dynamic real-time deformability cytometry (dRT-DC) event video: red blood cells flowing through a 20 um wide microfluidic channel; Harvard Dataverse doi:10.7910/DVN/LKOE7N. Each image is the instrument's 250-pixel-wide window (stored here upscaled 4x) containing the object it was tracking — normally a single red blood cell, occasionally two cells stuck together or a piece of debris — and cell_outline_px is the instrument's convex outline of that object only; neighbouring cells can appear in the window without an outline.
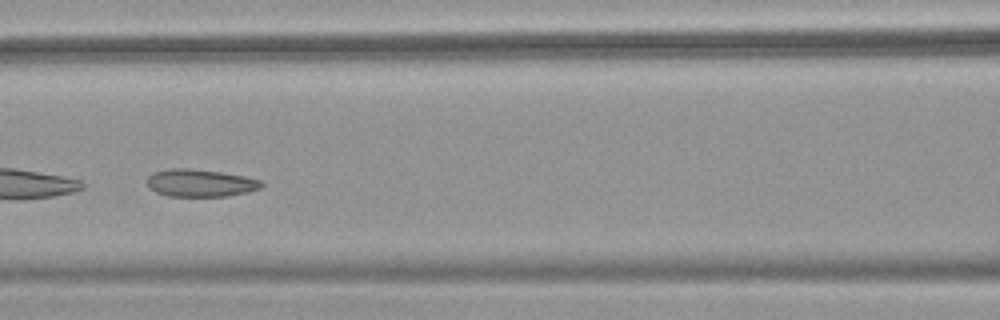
{"species": "common noctule bat (a hibernating species)", "species_latin": "Nyctalus noctula", "temperature_condition": "warm", "stored_images_in_passage": 50, "camera_frame_rate_fps": 3000, "um_per_image_px": 0.085, "animal": {"sex": "female", "body_mass_g": 18.4}, "frame": {"image": 1, "passage_image": 22, "time_ms": 7.0, "image_size_px": [1000, 320], "cell_outline_px": [[264, 184], [260, 188], [248, 192], [228, 196], [168, 196], [156, 192], [148, 184], [148, 176], [152, 172], [172, 168], [188, 168], [220, 172], [244, 176], [260, 180]], "centroid_in_image_um": [17.04, 15.55], "position_along_channel_um": 149.6, "area_um2": 18.21}, "authors_computed_cell_mechanics": {"area_um2": 20.4323, "velocity_mm_per_s": 3.8098, "shape_relaxation_time_tau1_ms": 5.8163, "shape_relaxation_time_tau2_ms": 3.4779, "deformation_change_tau1": 0.0878, "deformation_change_tau2": 0.0511}}